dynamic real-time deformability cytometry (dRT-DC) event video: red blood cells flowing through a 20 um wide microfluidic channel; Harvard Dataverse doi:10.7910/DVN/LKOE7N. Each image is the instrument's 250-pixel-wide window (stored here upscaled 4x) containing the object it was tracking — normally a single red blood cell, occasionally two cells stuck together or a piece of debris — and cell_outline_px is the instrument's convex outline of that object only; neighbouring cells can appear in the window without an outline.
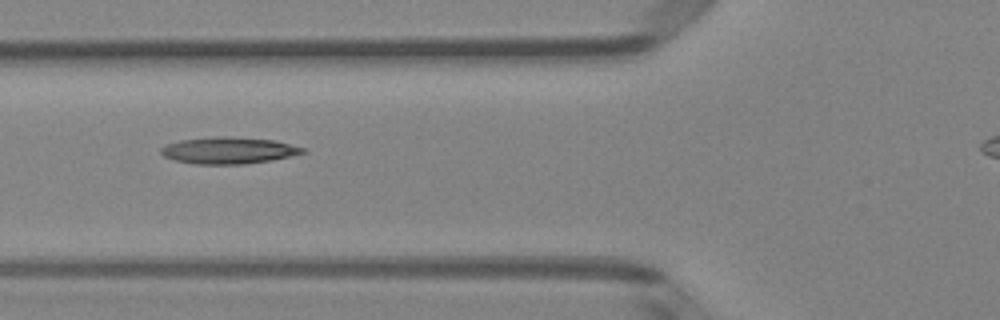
{"species": "Egyptian fruit bat (a non-hibernating species)", "species_latin": "Rousettus aegyptiacus", "temperature_condition": "room temperature", "stored_images_in_passage": 3, "camera_frame_rate_fps": 3000, "um_per_image_px": 0.085, "animal": {"sex": "female"}, "frame": {"image": 1, "passage_image": 3, "time_ms": 0.667, "image_size_px": [1000, 320], "cell_outline_px": [[308, 152], [272, 160], [244, 164], [196, 164], [176, 160], [164, 156], [160, 152], [160, 148], [168, 144], [180, 140], [224, 136], [272, 140], [304, 148]], "centroid_in_image_um": [19.43, 12.79], "position_along_channel_um": 106.4, "area_um2": 21.68}}